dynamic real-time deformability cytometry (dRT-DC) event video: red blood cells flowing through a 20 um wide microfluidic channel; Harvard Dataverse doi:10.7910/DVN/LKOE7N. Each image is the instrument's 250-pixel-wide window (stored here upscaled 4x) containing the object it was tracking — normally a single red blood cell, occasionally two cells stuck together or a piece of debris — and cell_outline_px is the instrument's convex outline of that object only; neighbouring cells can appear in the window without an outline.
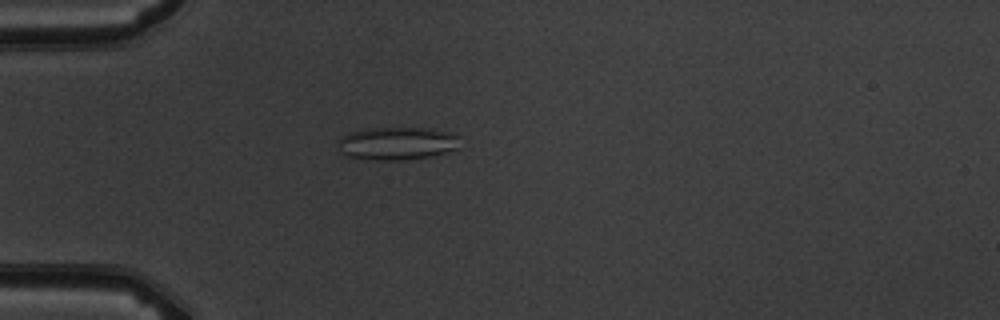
{"species": "common noctule bat (a hibernating species)", "species_latin": "Nyctalus noctula", "temperature_condition": "warm", "stored_images_in_passage": 4, "camera_frame_rate_fps": 3000, "um_per_image_px": 0.085, "animal": {"sex": "male", "body_mass_g": 19.5, "forearm_length_mm": 54.6}, "frame": {"image": 1, "passage_image": 2, "time_ms": 1.333, "image_size_px": [1000, 320], "cell_outline_px": [[460, 148], [432, 156], [400, 160], [360, 160], [344, 156], [336, 148], [336, 144], [348, 132], [364, 128], [432, 128], [452, 132], [456, 136]], "centroid_in_image_um": [33.68, 12.2], "position_along_channel_um": 51.3, "area_um2": 23.93}}